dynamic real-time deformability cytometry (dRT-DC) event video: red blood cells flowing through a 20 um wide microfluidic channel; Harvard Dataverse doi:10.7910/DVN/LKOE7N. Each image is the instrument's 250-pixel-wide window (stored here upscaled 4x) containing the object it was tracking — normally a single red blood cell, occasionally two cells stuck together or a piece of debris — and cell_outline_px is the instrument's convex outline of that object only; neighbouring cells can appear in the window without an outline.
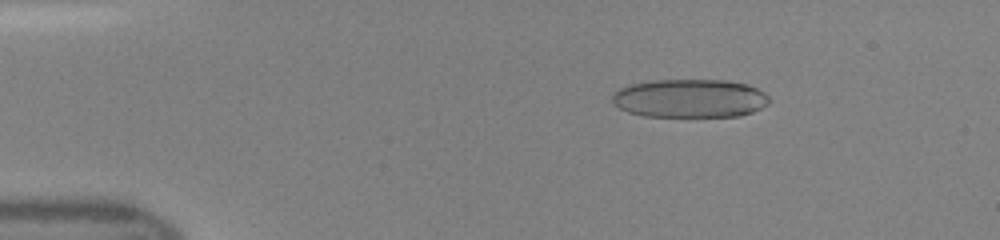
{"species": "human", "species_latin": "Homo sapiens", "temperature_condition": "room temperature", "stored_images_in_passage": 40, "camera_frame_rate_fps": 3000, "um_per_image_px": 0.085, "donor": {"sex": "female"}, "frame": {"image": 1, "passage_image": 1, "time_ms": 0.0, "image_size_px": [1000, 240], "cell_outline_px": [[768, 104], [752, 112], [740, 116], [644, 116], [628, 112], [620, 108], [612, 100], [612, 96], [620, 88], [632, 84], [652, 80], [724, 80], [748, 84], [764, 92], [768, 96]], "centroid_in_image_um": [58.65, 8.36], "position_along_channel_um": 26.3, "area_um2": 35.03}}
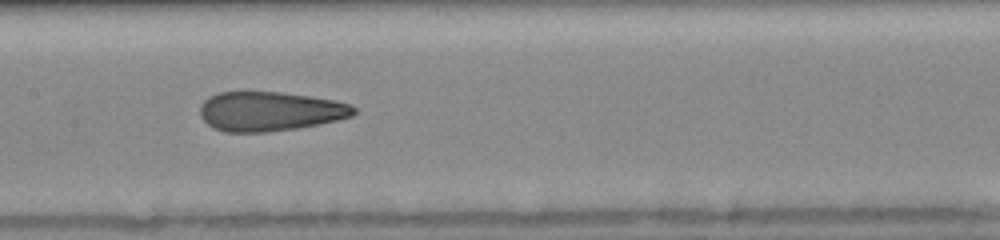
{"frame": {"image": 2, "passage_image": 17, "time_ms": 5.333, "image_size_px": [1000, 240], "cell_outline_px": [[356, 112], [352, 116], [320, 124], [296, 128], [268, 132], [224, 132], [212, 128], [200, 116], [200, 104], [208, 96], [220, 92], [280, 92], [308, 96], [332, 100], [352, 104], [356, 108]], "centroid_in_image_um": [22.91, 9.47], "position_along_channel_um": 184.5, "area_um2": 35.37}}
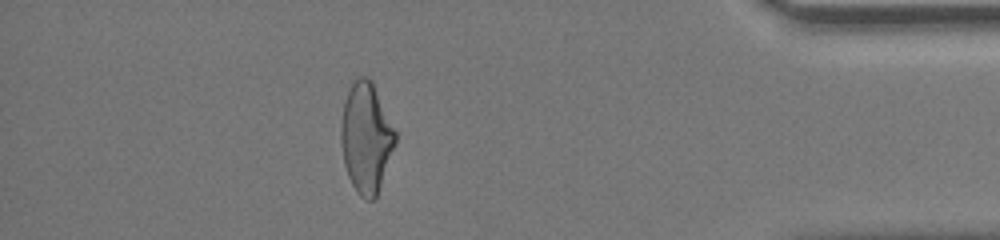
{"frame": {"image": 3, "passage_image": 35, "time_ms": 11.333, "image_size_px": [1000, 240], "cell_outline_px": [[396, 144], [376, 196], [372, 200], [368, 200], [360, 196], [356, 192], [348, 176], [344, 164], [340, 144], [340, 124], [344, 104], [348, 92], [356, 76], [364, 76], [372, 80], [396, 132]], "centroid_in_image_um": [31.11, 11.7], "position_along_channel_um": 404.1, "area_um2": 34.85}}